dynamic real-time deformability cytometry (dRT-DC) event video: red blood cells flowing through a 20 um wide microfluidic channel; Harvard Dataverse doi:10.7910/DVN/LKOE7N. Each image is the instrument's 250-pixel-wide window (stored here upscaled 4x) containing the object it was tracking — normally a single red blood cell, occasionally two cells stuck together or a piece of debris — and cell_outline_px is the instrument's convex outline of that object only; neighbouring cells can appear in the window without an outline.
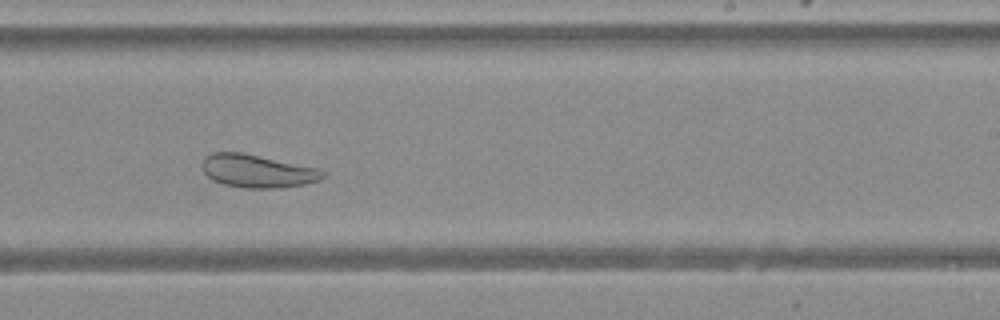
{"species": "Egyptian fruit bat (a non-hibernating species)", "species_latin": "Rousettus aegyptiacus", "temperature_condition": "warm", "stored_images_in_passage": 45, "camera_frame_rate_fps": 3000, "um_per_image_px": 0.085, "animal": {"sex": "female"}, "frame": {"image": 1, "passage_image": 26, "time_ms": 8.333, "image_size_px": [1000, 320], "cell_outline_px": [[328, 172], [320, 180], [304, 184], [280, 188], [244, 188], [224, 184], [212, 180], [200, 168], [200, 164], [204, 156], [212, 152], [240, 152], [320, 168]], "centroid_in_image_um": [21.87, 14.53], "position_along_channel_um": 267.1, "area_um2": 23.52}}
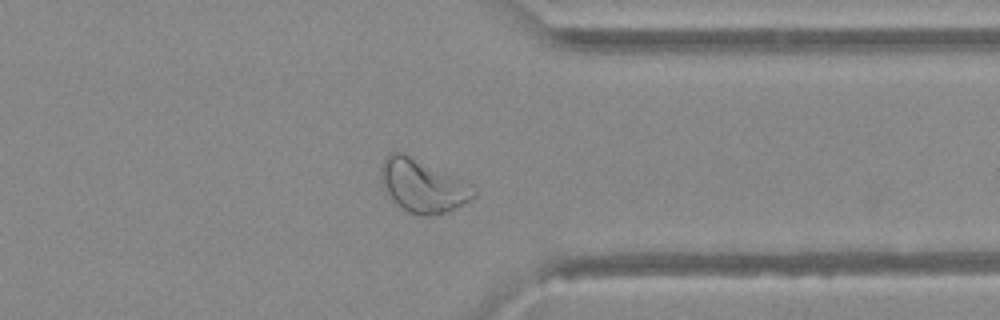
{"frame": {"image": 2, "passage_image": 34, "time_ms": 11.0, "image_size_px": [1000, 320], "cell_outline_px": [[476, 196], [472, 200], [448, 212], [428, 216], [420, 216], [408, 212], [396, 204], [392, 200], [380, 180], [380, 168], [388, 152], [404, 152], [476, 188]], "centroid_in_image_um": [35.9, 15.81], "position_along_channel_um": 375.5, "area_um2": 28.5}}
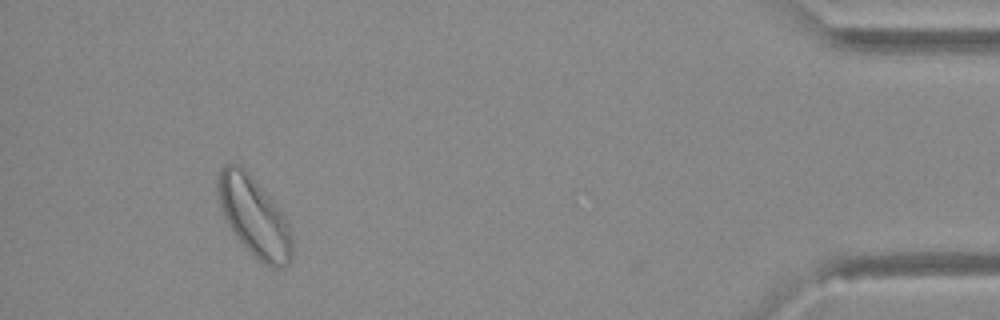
{"frame": {"image": 3, "passage_image": 41, "time_ms": 13.333, "image_size_px": [1000, 320], "cell_outline_px": [[292, 260], [284, 268], [272, 268], [264, 264], [236, 236], [228, 224], [224, 216], [220, 204], [216, 188], [216, 184], [220, 168], [224, 164], [240, 164], [248, 172], [284, 212], [288, 220], [292, 240]], "centroid_in_image_um": [21.63, 18.4], "position_along_channel_um": 413.6, "area_um2": 34.45}}